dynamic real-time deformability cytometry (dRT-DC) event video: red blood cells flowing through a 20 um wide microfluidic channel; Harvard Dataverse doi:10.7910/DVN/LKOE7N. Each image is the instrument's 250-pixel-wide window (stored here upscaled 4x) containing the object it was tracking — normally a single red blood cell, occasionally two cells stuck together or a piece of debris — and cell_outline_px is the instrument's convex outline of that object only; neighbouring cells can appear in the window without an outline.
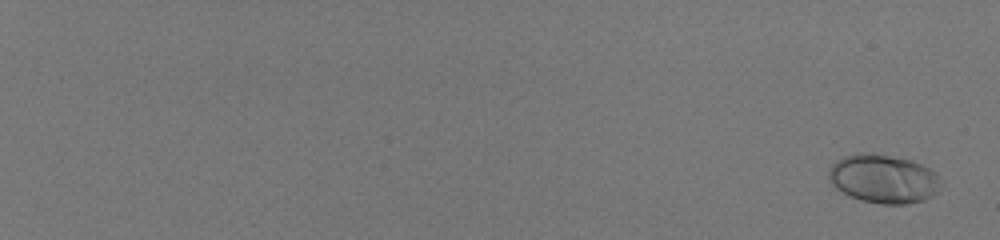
{"species": "human", "species_latin": "Homo sapiens", "temperature_condition": "room temperature", "stored_images_in_passage": 19, "camera_frame_rate_fps": 3000, "um_per_image_px": 0.085, "donor": {"sex": "male"}, "frame": {"image": 1, "passage_image": 3, "time_ms": 0.667, "image_size_px": [1000, 240], "cell_outline_px": [[936, 192], [932, 196], [924, 200], [904, 204], [880, 204], [860, 200], [848, 196], [836, 188], [832, 184], [828, 176], [828, 168], [836, 160], [844, 156], [856, 152], [872, 152], [908, 160], [920, 164], [936, 172]], "centroid_in_image_um": [74.99, 15.19], "position_along_channel_um": 10.0, "area_um2": 31.62}}
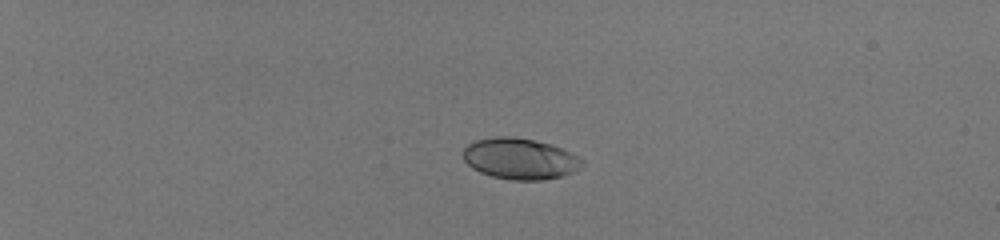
{"frame": {"image": 2, "passage_image": 19, "time_ms": 6.0, "image_size_px": [1000, 240], "cell_outline_px": [[584, 164], [580, 168], [564, 176], [544, 180], [512, 180], [492, 176], [480, 172], [472, 168], [464, 160], [464, 148], [468, 144], [476, 140], [496, 136], [512, 136], [552, 144], [580, 156], [584, 160]], "centroid_in_image_um": [44.23, 13.49], "position_along_channel_um": 40.8, "area_um2": 28.67}}